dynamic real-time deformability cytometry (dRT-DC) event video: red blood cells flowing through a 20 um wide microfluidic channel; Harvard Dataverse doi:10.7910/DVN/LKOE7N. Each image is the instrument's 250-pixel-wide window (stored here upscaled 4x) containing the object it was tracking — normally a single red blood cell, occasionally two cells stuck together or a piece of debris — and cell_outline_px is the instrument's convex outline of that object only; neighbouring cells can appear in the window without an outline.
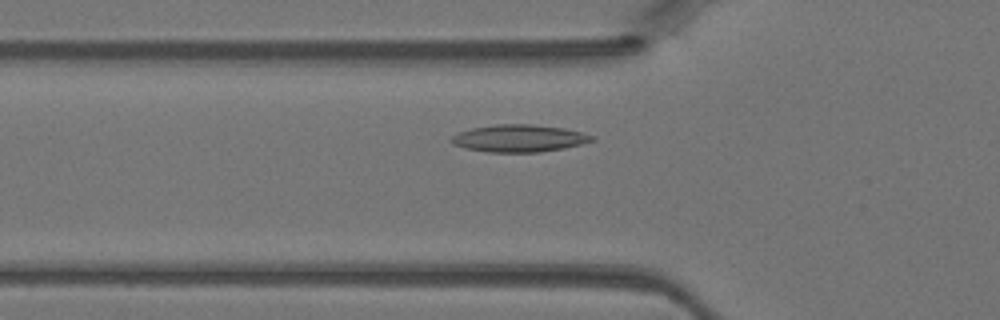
{"species": "Egyptian fruit bat (a non-hibernating species)", "species_latin": "Rousettus aegyptiacus", "temperature_condition": "warm", "stored_images_in_passage": 37, "camera_frame_rate_fps": 3000, "um_per_image_px": 0.085, "animal": {"sex": "female"}, "frame": {"image": 1, "passage_image": 11, "time_ms": 3.333, "image_size_px": [1000, 320], "cell_outline_px": [[596, 140], [564, 148], [540, 152], [488, 152], [464, 148], [452, 144], [448, 140], [456, 132], [472, 128], [496, 124], [532, 124], [564, 128], [596, 136]], "centroid_in_image_um": [44.09, 11.75], "position_along_channel_um": 81.7, "area_um2": 22.54}}
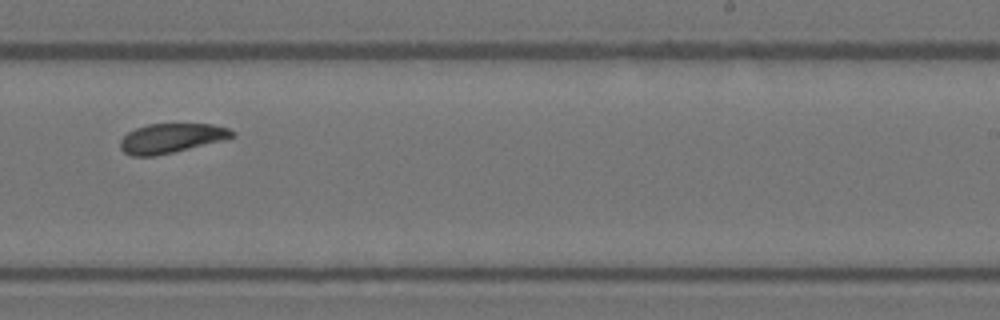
{"frame": {"image": 2, "passage_image": 24, "time_ms": 7.667, "image_size_px": [1000, 320], "cell_outline_px": [[236, 136], [224, 140], [156, 156], [132, 156], [124, 152], [120, 148], [120, 140], [128, 132], [136, 128], [148, 124], [212, 124], [228, 128], [236, 132]], "centroid_in_image_um": [14.57, 11.75], "position_along_channel_um": 274.4, "area_um2": 19.25}}
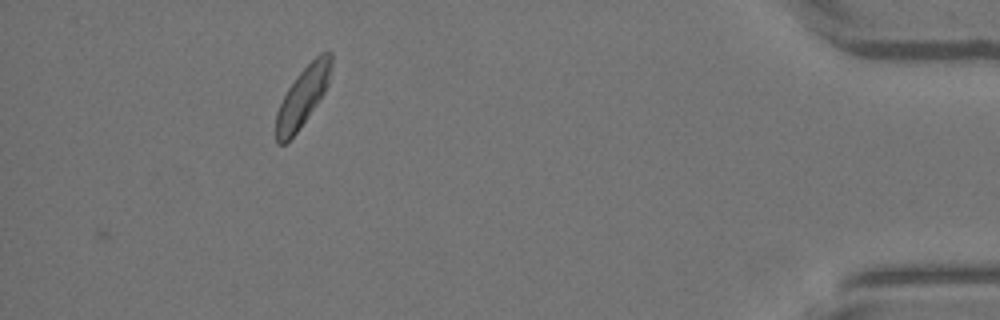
{"frame": {"image": 3, "passage_image": 37, "time_ms": 12.0, "image_size_px": [1000, 320], "cell_outline_px": [[332, 64], [328, 84], [324, 92], [316, 104], [296, 132], [284, 144], [276, 144], [276, 112], [288, 88], [296, 76], [320, 52], [332, 52]], "centroid_in_image_um": [25.73, 8.19], "position_along_channel_um": 409.5, "area_um2": 18.67}}